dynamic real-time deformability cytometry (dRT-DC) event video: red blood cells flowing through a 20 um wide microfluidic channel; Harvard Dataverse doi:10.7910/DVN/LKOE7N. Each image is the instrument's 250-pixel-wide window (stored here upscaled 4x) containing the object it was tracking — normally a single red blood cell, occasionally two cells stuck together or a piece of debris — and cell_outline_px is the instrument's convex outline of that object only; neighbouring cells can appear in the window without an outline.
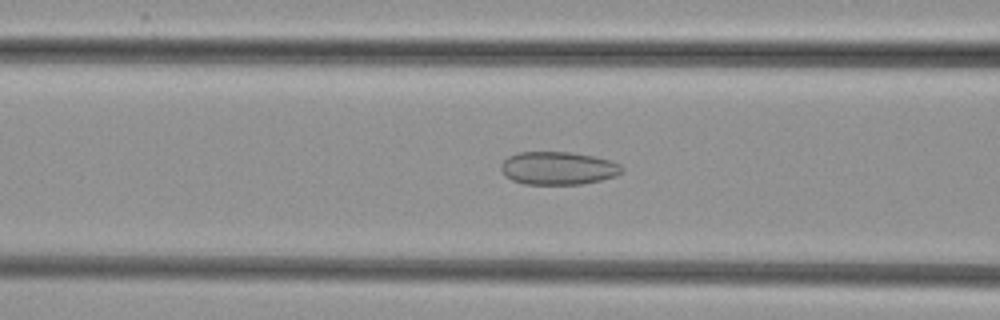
{"species": "common noctule bat (a hibernating species)", "species_latin": "Nyctalus noctula", "temperature_condition": "cold", "stored_images_in_passage": 51, "camera_frame_rate_fps": 3000, "um_per_image_px": 0.085, "animal": {"sex": "female", "body_mass_g": 29.2, "forearm_length_mm": 56.3}, "frame": {"image": 1, "passage_image": 21, "time_ms": 6.667, "image_size_px": [1000, 320], "cell_outline_px": [[624, 172], [616, 176], [600, 180], [580, 184], [524, 184], [512, 180], [504, 176], [500, 168], [500, 164], [508, 156], [516, 152], [572, 152], [592, 156], [608, 160], [620, 164], [624, 168]], "centroid_in_image_um": [47.41, 14.29], "position_along_channel_um": 119.2, "area_um2": 23.41}}
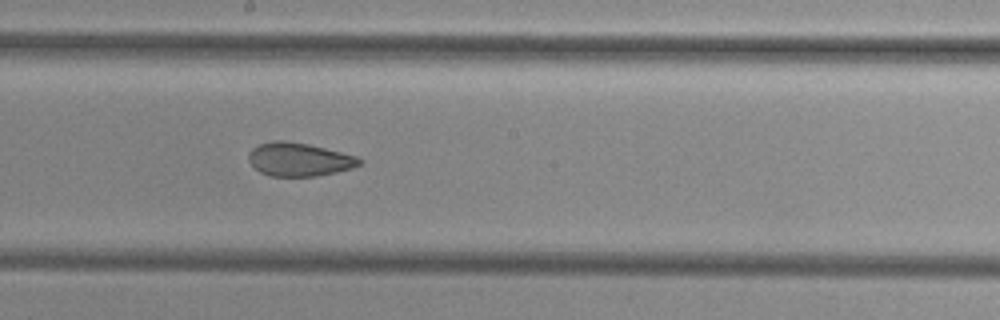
{"frame": {"image": 2, "passage_image": 29, "time_ms": 9.333, "image_size_px": [1000, 320], "cell_outline_px": [[364, 160], [360, 164], [352, 168], [336, 172], [316, 176], [272, 176], [260, 172], [248, 160], [248, 152], [252, 148], [260, 144], [272, 140], [284, 140], [308, 144], [356, 156]], "centroid_in_image_um": [25.41, 13.55], "position_along_channel_um": 222.8, "area_um2": 21.5}}
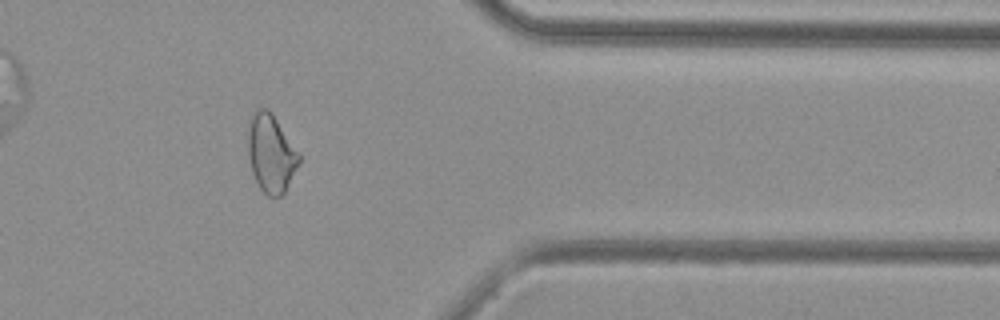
{"frame": {"image": 3, "passage_image": 43, "time_ms": 14.0, "image_size_px": [1000, 320], "cell_outline_px": [[300, 160], [284, 192], [280, 196], [268, 196], [260, 188], [252, 172], [248, 156], [248, 132], [252, 116], [260, 108], [268, 108], [272, 112], [300, 152]], "centroid_in_image_um": [23.05, 13.02], "position_along_channel_um": 388.4, "area_um2": 23.0}}